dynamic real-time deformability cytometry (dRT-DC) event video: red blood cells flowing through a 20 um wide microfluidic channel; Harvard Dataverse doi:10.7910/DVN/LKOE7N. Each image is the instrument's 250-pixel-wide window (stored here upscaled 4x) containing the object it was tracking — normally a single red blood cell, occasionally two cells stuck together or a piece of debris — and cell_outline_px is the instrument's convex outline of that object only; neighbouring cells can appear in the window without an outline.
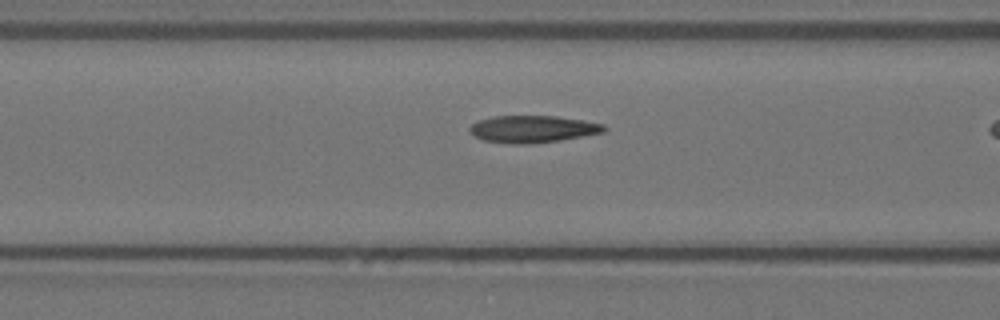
{"species": "Egyptian fruit bat (a non-hibernating species)", "species_latin": "Rousettus aegyptiacus", "temperature_condition": "warm", "stored_images_in_passage": 9, "camera_frame_rate_fps": 3000, "um_per_image_px": 0.085, "animal": {"sex": "female"}, "frame": {"image": 1, "passage_image": 7, "time_ms": 2.0, "image_size_px": [1000, 320], "cell_outline_px": [[608, 128], [604, 132], [560, 140], [528, 144], [516, 144], [484, 140], [476, 136], [468, 128], [472, 124], [480, 120], [492, 116], [556, 116], [604, 124]], "centroid_in_image_um": [45.3, 10.96], "position_along_channel_um": 121.3, "area_um2": 20.92}}